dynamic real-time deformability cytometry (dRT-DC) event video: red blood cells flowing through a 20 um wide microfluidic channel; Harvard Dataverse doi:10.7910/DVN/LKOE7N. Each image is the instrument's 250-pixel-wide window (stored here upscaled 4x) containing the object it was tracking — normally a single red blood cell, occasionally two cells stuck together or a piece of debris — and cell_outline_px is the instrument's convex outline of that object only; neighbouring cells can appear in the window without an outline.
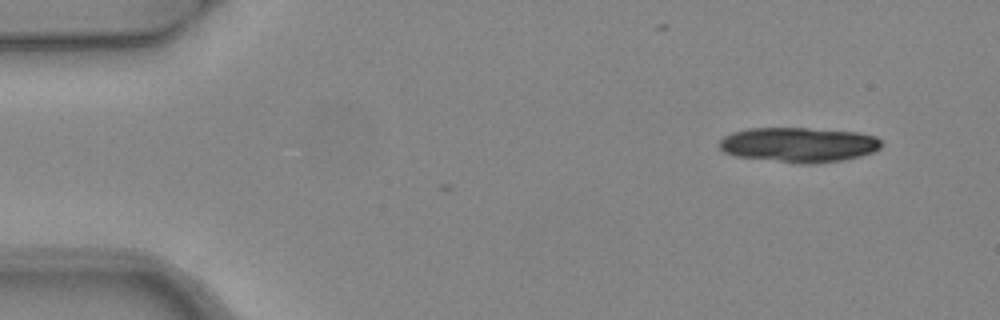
{"species": "common noctule bat (a hibernating species)", "species_latin": "Nyctalus noctula", "temperature_condition": "warm", "stored_images_in_passage": 3, "camera_frame_rate_fps": 3000, "um_per_image_px": 0.085, "animal": {"sex": "female", "body_mass_g": 24.6, "forearm_length_mm": 56.2}, "frame": {"image": 1, "passage_image": 3, "time_ms": 0.667, "image_size_px": [1000, 320], "cell_outline_px": [[880, 148], [872, 152], [860, 156], [840, 160], [808, 164], [800, 164], [736, 156], [724, 152], [720, 148], [720, 140], [724, 136], [732, 132], [748, 128], [808, 128], [856, 132], [876, 136], [880, 140]], "centroid_in_image_um": [67.87, 12.3], "position_along_channel_um": 17.1, "area_um2": 32.77}}